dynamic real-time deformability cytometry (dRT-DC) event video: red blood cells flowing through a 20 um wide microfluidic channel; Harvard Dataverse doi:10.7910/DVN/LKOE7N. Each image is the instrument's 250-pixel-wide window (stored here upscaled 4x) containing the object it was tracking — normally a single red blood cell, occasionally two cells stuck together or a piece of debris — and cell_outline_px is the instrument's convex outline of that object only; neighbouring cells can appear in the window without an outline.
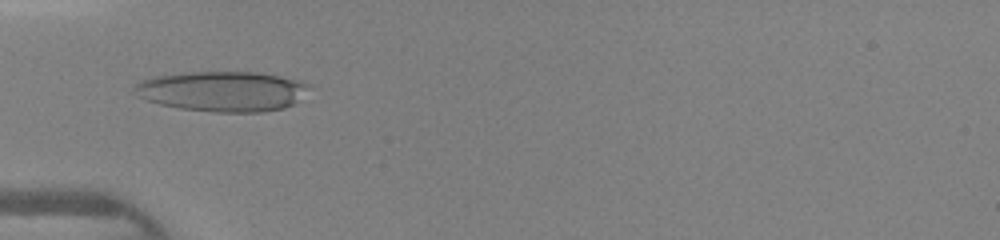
{"species": "human", "species_latin": "Homo sapiens", "temperature_condition": "warm", "stored_images_in_passage": 9, "camera_frame_rate_fps": 3000, "um_per_image_px": 0.085, "donor": {"sex": "female"}, "frame": {"image": 1, "passage_image": 1, "time_ms": 0.0, "image_size_px": [1000, 240], "cell_outline_px": [[312, 88], [292, 104], [284, 108], [264, 112], [216, 112], [180, 108], [160, 104], [144, 100], [136, 96], [132, 88], [140, 80], [152, 76], [180, 72], [256, 72], [280, 76], [300, 80], [312, 84]], "centroid_in_image_um": [18.88, 7.75], "position_along_channel_um": 66.1, "area_um2": 41.44}}
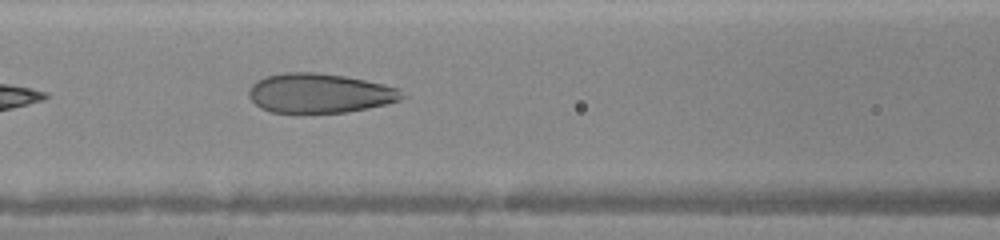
{"frame": {"image": 2, "passage_image": 6, "time_ms": 1.667, "image_size_px": [1000, 240], "cell_outline_px": [[408, 96], [400, 100], [368, 108], [348, 112], [272, 112], [260, 108], [248, 96], [248, 88], [256, 80], [268, 76], [284, 72], [316, 72], [344, 76], [384, 84], [400, 88]], "centroid_in_image_um": [27.18, 7.91], "position_along_channel_um": 139.4, "area_um2": 35.32}}
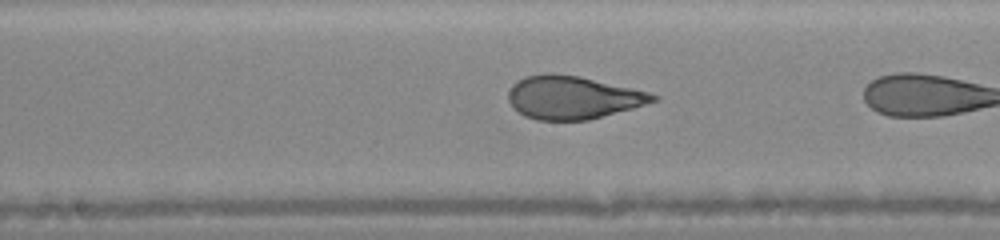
{"frame": {"image": 3, "passage_image": 8, "time_ms": 2.333, "image_size_px": [1000, 240], "cell_outline_px": [[660, 100], [632, 108], [588, 120], [536, 120], [524, 116], [508, 100], [508, 92], [512, 84], [516, 80], [528, 76], [548, 72], [576, 76], [648, 92], [660, 96]], "centroid_in_image_um": [48.67, 8.29], "position_along_channel_um": 199.5, "area_um2": 35.89}}